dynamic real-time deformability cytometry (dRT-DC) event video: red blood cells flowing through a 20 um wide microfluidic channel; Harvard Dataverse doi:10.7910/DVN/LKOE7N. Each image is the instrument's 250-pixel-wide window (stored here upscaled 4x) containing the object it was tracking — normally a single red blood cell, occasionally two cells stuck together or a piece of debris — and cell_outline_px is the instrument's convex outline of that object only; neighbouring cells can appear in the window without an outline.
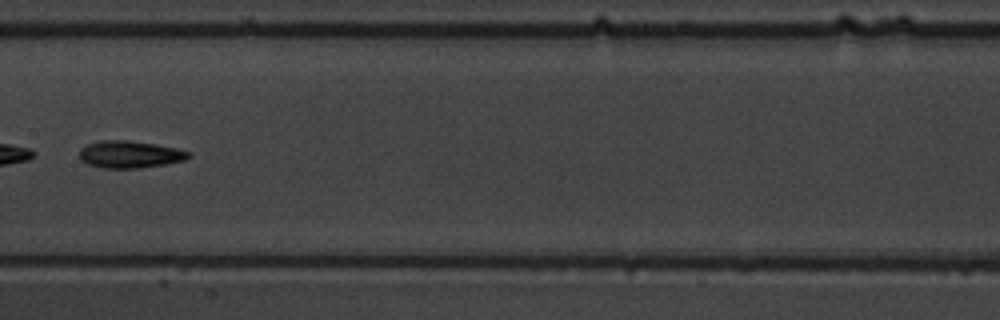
{"species": "common noctule bat (a hibernating species)", "species_latin": "Nyctalus noctula", "temperature_condition": "warm", "stored_images_in_passage": 8, "camera_frame_rate_fps": 3000, "um_per_image_px": 0.085, "animal": {"sex": "male", "body_mass_g": 19.5, "forearm_length_mm": 54.6}, "frame": {"image": 1, "passage_image": 7, "time_ms": 7.0, "image_size_px": [1000, 320], "cell_outline_px": [[192, 156], [184, 160], [164, 164], [136, 168], [104, 168], [88, 164], [80, 160], [80, 148], [88, 144], [100, 140], [128, 140], [176, 148], [188, 152]], "centroid_in_image_um": [11.0, 13.12], "position_along_channel_um": 196.4, "area_um2": 17.05}}
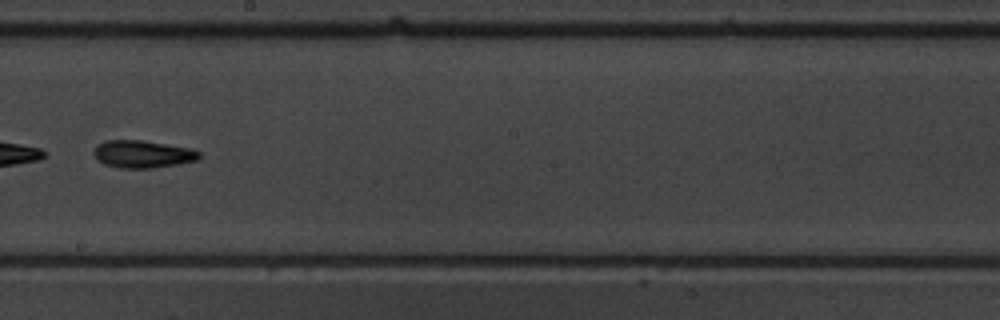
{"frame": {"image": 2, "passage_image": 8, "time_ms": 8.0, "image_size_px": [1000, 320], "cell_outline_px": [[200, 160], [180, 164], [152, 168], [116, 168], [104, 164], [96, 160], [92, 152], [104, 140], [144, 140], [192, 148], [200, 152]], "centroid_in_image_um": [12.15, 13.1], "position_along_channel_um": 236.1, "area_um2": 17.22}}